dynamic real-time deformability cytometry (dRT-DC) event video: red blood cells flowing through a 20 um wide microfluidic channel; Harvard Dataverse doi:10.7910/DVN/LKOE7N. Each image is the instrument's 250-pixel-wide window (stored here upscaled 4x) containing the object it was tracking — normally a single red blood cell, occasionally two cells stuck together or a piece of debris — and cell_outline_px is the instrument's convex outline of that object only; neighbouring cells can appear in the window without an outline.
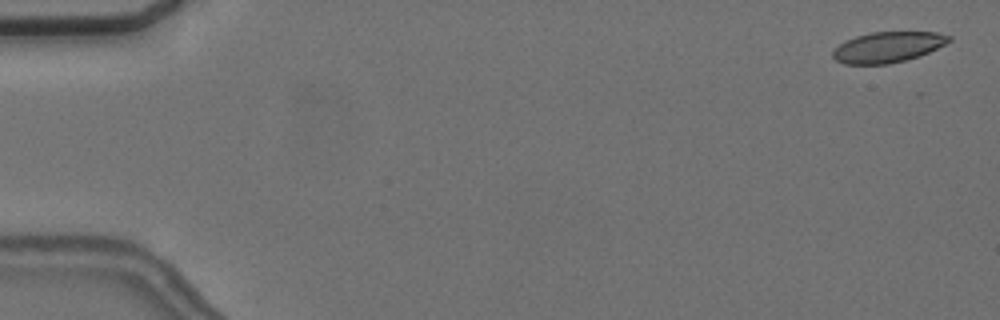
{"species": "common noctule bat (a hibernating species)", "species_latin": "Nyctalus noctula", "temperature_condition": "cold", "stored_images_in_passage": 11, "camera_frame_rate_fps": 3000, "um_per_image_px": 0.085, "animal": {"sex": "female", "body_mass_g": 24.6, "forearm_length_mm": 56.2}, "frame": {"image": 1, "passage_image": 2, "time_ms": 0.333, "image_size_px": [1000, 320], "cell_outline_px": [[952, 40], [920, 56], [888, 64], [844, 64], [836, 60], [832, 56], [832, 52], [844, 40], [856, 36], [872, 32], [936, 32], [952, 36]], "centroid_in_image_um": [75.45, 4.0], "position_along_channel_um": 9.5, "area_um2": 20.63}}